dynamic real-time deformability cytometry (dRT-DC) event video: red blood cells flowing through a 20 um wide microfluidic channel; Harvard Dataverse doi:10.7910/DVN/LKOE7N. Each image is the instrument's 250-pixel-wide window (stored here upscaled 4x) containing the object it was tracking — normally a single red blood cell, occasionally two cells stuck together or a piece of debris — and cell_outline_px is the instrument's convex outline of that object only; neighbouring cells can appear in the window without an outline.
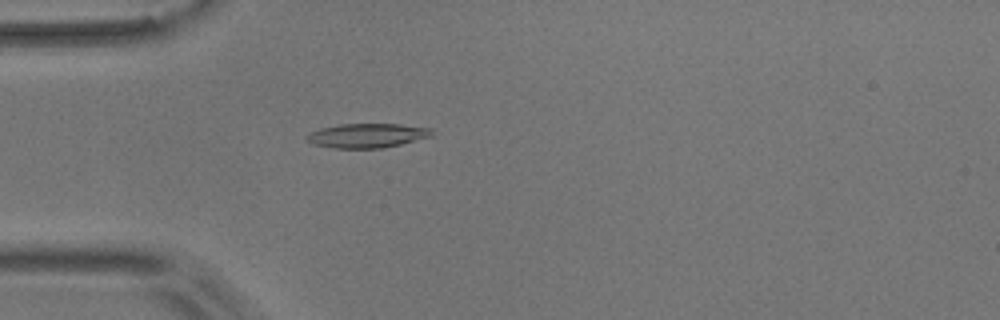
{"species": "common noctule bat (a hibernating species)", "species_latin": "Nyctalus noctula", "temperature_condition": "room temperature", "stored_images_in_passage": 49, "camera_frame_rate_fps": 3000, "um_per_image_px": 0.085, "animal": {"sex": "male", "body_mass_g": 17.9}, "frame": {"image": 1, "passage_image": 10, "time_ms": 3.0, "image_size_px": [1000, 320], "cell_outline_px": [[432, 136], [400, 144], [380, 148], [332, 148], [312, 144], [304, 136], [320, 128], [340, 124], [400, 124], [432, 128]], "centroid_in_image_um": [31.19, 11.52], "position_along_channel_um": 53.8, "area_um2": 17.63}}
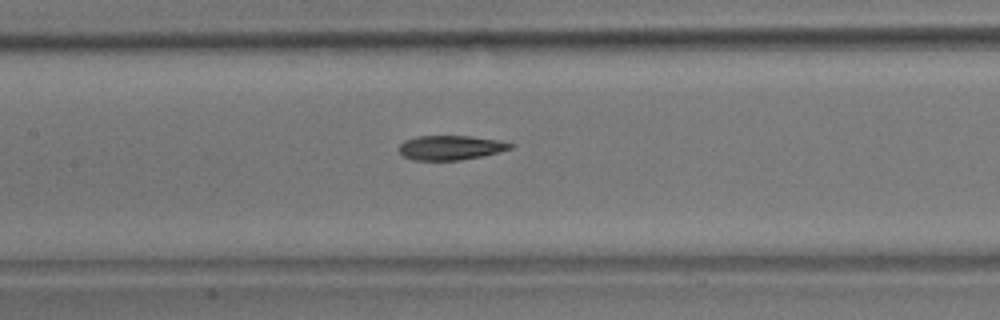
{"frame": {"image": 2, "passage_image": 20, "time_ms": 6.333, "image_size_px": [1000, 320], "cell_outline_px": [[516, 144], [512, 148], [500, 152], [484, 156], [460, 160], [412, 160], [404, 156], [396, 148], [404, 140], [420, 136], [468, 136], [500, 140]], "centroid_in_image_um": [38.32, 12.55], "position_along_channel_um": 169.1, "area_um2": 16.07}}
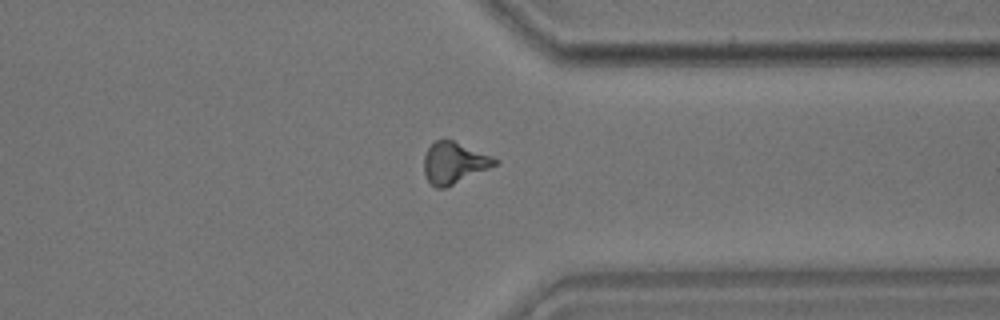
{"frame": {"image": 3, "passage_image": 37, "time_ms": 12.0, "image_size_px": [1000, 320], "cell_outline_px": [[500, 160], [496, 164], [488, 168], [444, 188], [436, 188], [428, 180], [424, 172], [424, 156], [428, 148], [436, 140], [452, 140], [492, 156]], "centroid_in_image_um": [38.58, 13.83], "position_along_channel_um": 372.8, "area_um2": 16.65}, "authors_computed_cell_mechanics": {"area_um2": 16.7042, "velocity_mm_per_s": 3.6477, "shape_relaxation_time_tau1_ms": 8.797, "shape_relaxation_time_tau2_ms": 4.3494, "deformation_change_tau1": 0.219, "deformation_change_tau2": 0.1305}}